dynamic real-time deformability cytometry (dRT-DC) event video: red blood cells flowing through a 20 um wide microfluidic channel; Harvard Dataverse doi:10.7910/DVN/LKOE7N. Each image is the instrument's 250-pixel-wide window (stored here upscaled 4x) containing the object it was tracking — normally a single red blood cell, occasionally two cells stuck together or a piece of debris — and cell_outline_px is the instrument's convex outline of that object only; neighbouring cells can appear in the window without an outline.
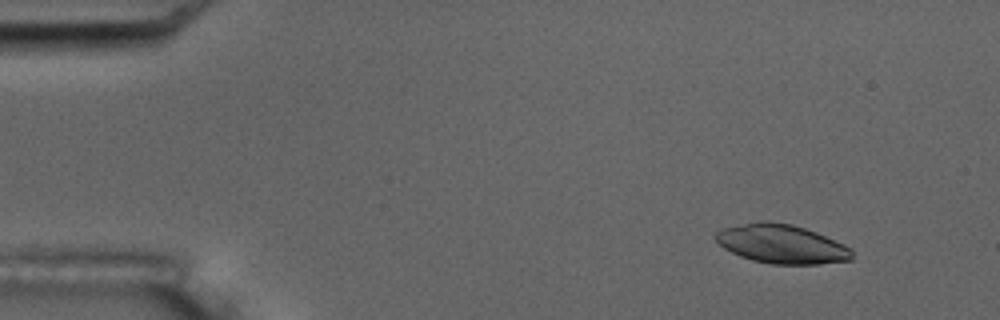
{"species": "common noctule bat (a hibernating species)", "species_latin": "Nyctalus noctula", "temperature_condition": "room temperature", "stored_images_in_passage": 5, "camera_frame_rate_fps": 3000, "um_per_image_px": 0.085, "animal": {"sex": "male", "body_mass_g": 17.5, "forearm_length_mm": 52.3}, "frame": {"image": 1, "passage_image": 1, "time_ms": 0.0, "image_size_px": [1000, 320], "cell_outline_px": [[852, 260], [820, 264], [772, 264], [752, 260], [740, 256], [724, 248], [712, 236], [716, 232], [724, 228], [760, 220], [768, 220], [792, 224], [816, 232], [844, 244], [852, 248]], "centroid_in_image_um": [66.44, 20.73], "position_along_channel_um": 18.6, "area_um2": 31.04}}
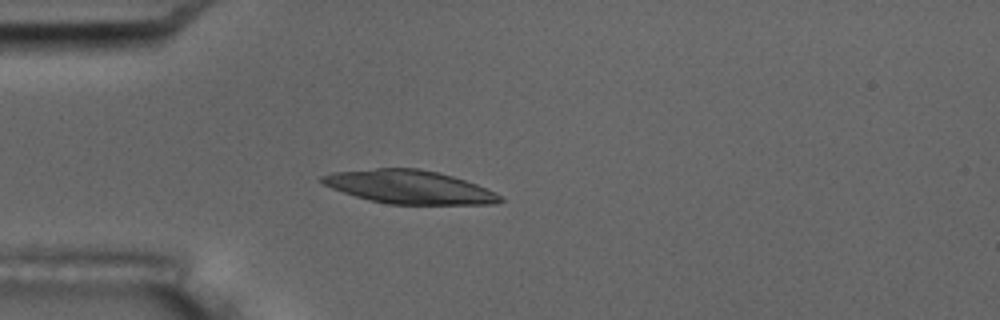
{"frame": {"image": 2, "passage_image": 4, "time_ms": 3.333, "image_size_px": [1000, 320], "cell_outline_px": [[504, 200], [496, 204], [388, 204], [368, 200], [332, 188], [324, 184], [320, 180], [320, 176], [332, 172], [376, 168], [416, 168], [436, 172], [452, 176], [476, 184], [496, 192]], "centroid_in_image_um": [34.79, 15.89], "position_along_channel_um": 50.2, "area_um2": 34.45}}